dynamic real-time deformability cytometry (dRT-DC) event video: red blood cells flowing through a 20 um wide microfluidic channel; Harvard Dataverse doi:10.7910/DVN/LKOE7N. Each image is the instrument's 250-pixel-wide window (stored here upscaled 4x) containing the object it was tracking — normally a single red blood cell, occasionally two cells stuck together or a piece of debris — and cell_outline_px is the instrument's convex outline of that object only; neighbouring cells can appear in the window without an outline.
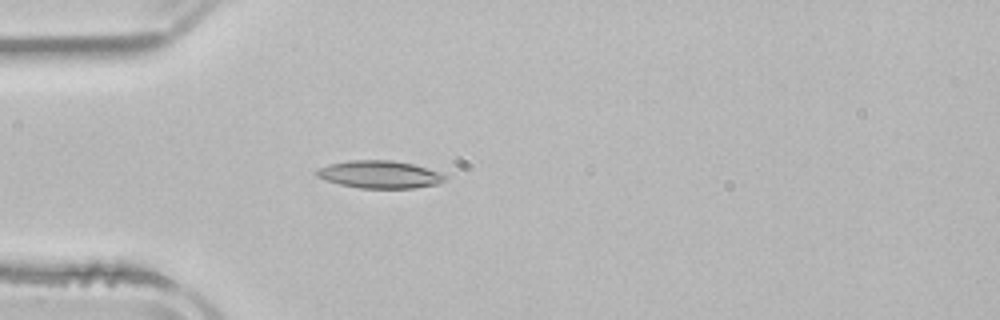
{"species": "common noctule bat (a hibernating species)", "species_latin": "Nyctalus noctula", "temperature_condition": "room temperature", "stored_images_in_passage": 3, "camera_frame_rate_fps": 3000, "um_per_image_px": 0.085, "animal": {"sex": "male", "body_mass_g": 21.5, "forearm_length_mm": 52.0}, "frame": {"image": 1, "passage_image": 3, "time_ms": 2.667, "image_size_px": [1000, 320], "cell_outline_px": [[448, 176], [440, 184], [412, 188], [360, 188], [340, 184], [316, 176], [316, 168], [328, 164], [348, 160], [392, 160], [412, 164], [448, 172]], "centroid_in_image_um": [32.35, 14.82], "position_along_channel_um": 52.6, "area_um2": 20.98}}